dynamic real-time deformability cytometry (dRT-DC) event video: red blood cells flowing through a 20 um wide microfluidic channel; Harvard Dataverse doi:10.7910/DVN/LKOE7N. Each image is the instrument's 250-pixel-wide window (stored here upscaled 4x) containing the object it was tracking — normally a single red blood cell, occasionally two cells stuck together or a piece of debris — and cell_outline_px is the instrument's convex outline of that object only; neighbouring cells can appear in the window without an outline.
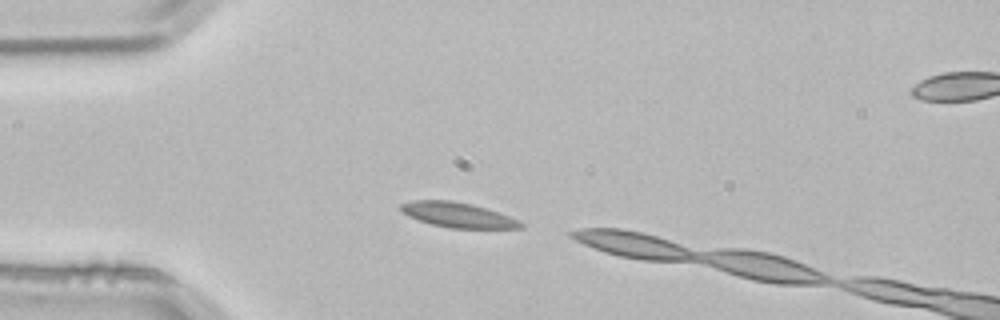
{"species": "common noctule bat (a hibernating species)", "species_latin": "Nyctalus noctula", "temperature_condition": "room temperature", "stored_images_in_passage": 2, "camera_frame_rate_fps": 3000, "um_per_image_px": 0.085, "animal": {"sex": "male", "body_mass_g": 21.5, "forearm_length_mm": 52.0}, "frame": {"image": 1, "passage_image": 1, "time_ms": 0.0, "image_size_px": [1000, 320], "cell_outline_px": [[524, 228], [448, 228], [432, 224], [408, 216], [400, 208], [400, 204], [412, 200], [452, 200], [472, 204], [520, 220], [524, 224]], "centroid_in_image_um": [38.92, 18.27], "position_along_channel_um": 46.1, "area_um2": 17.28}}